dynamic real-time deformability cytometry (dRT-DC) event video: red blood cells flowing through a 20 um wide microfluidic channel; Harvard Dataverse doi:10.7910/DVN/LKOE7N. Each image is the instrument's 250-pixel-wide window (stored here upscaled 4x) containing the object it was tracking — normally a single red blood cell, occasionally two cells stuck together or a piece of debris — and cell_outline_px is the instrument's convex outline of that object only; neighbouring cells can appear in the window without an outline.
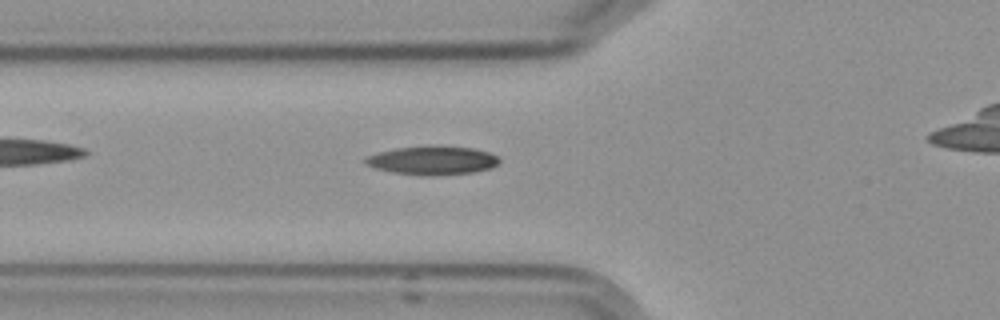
{"species": "Egyptian fruit bat (a non-hibernating species)", "species_latin": "Rousettus aegyptiacus", "temperature_condition": "cold", "stored_images_in_passage": 2, "camera_frame_rate_fps": 3000, "um_per_image_px": 0.085, "frame": {"image": 1, "passage_image": 2, "time_ms": 1.0, "image_size_px": [1000, 320], "cell_outline_px": [[500, 160], [492, 168], [472, 172], [432, 176], [420, 176], [392, 172], [376, 168], [364, 164], [364, 160], [368, 156], [380, 152], [396, 148], [472, 148], [488, 152], [496, 156]], "centroid_in_image_um": [36.74, 13.68], "position_along_channel_um": 89.1, "area_um2": 21.5}}